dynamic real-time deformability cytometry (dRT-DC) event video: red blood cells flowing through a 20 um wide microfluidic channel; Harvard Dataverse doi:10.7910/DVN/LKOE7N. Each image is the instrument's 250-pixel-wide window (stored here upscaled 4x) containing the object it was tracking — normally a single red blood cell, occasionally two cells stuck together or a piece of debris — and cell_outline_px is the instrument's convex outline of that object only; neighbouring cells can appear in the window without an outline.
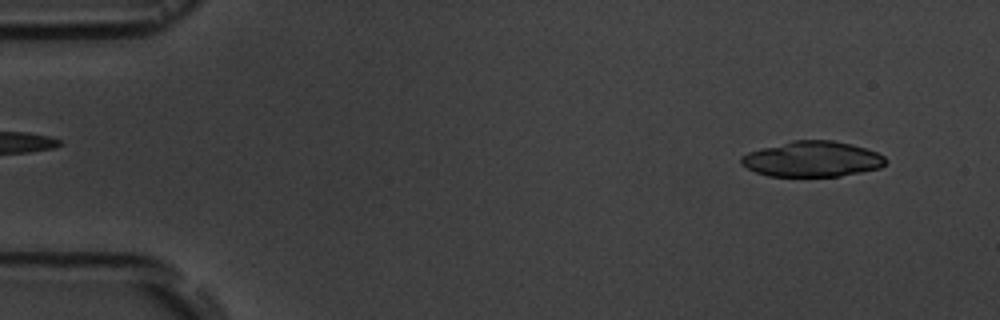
{"species": "common noctule bat (a hibernating species)", "species_latin": "Nyctalus noctula", "temperature_condition": "room temperature", "stored_images_in_passage": 5, "segment_of_instrument_passage": [2, 2], "camera_frame_rate_fps": 3000, "um_per_image_px": 0.085, "animal": {"sex": "male", "body_mass_g": 19.5, "forearm_length_mm": 54.6}, "frame": {"image": 1, "passage_image": 5, "time_ms": 5.667, "image_size_px": [1000, 320], "cell_outline_px": [[888, 160], [880, 168], [840, 176], [768, 176], [756, 172], [740, 164], [740, 156], [748, 152], [792, 140], [832, 140], [852, 144], [876, 152], [884, 156]], "centroid_in_image_um": [69.03, 13.52], "position_along_channel_um": 16.0, "area_um2": 29.82}}